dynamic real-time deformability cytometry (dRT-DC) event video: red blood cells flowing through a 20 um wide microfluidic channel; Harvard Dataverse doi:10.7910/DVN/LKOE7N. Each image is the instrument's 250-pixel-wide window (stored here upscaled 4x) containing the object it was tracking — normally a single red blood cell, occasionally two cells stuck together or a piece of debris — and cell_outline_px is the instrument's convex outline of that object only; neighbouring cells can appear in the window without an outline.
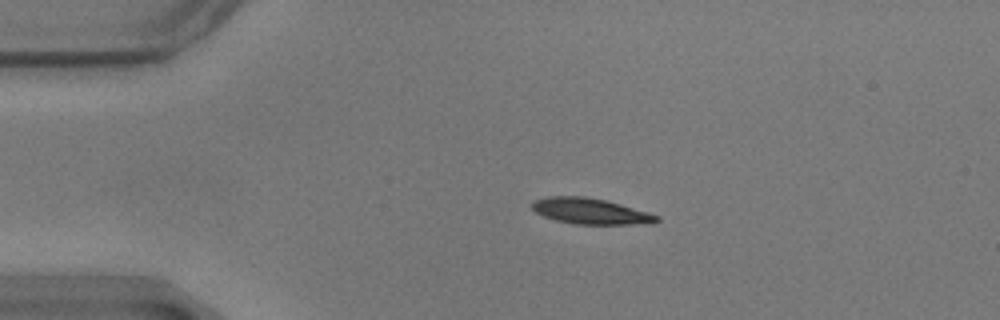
{"species": "common noctule bat (a hibernating species)", "species_latin": "Nyctalus noctula", "temperature_condition": "warm", "stored_images_in_passage": 42, "camera_frame_rate_fps": 3000, "um_per_image_px": 0.085, "animal": {"sex": "male", "body_mass_g": 17.9}, "frame": {"image": 1, "passage_image": 5, "time_ms": 1.333, "image_size_px": [1000, 320], "cell_outline_px": [[660, 220], [652, 224], [576, 224], [556, 220], [544, 216], [536, 212], [532, 208], [532, 204], [536, 200], [548, 196], [584, 196], [604, 200], [620, 204], [648, 212], [660, 216]], "centroid_in_image_um": [50.23, 17.96], "position_along_channel_um": 34.8, "area_um2": 18.67}}
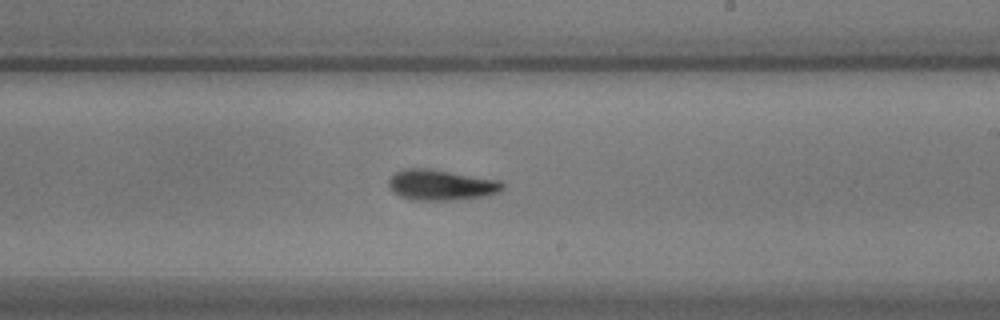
{"frame": {"image": 2, "passage_image": 27, "time_ms": 8.667, "image_size_px": [1000, 320], "cell_outline_px": [[504, 188], [496, 192], [480, 196], [456, 200], [416, 200], [400, 196], [388, 184], [388, 180], [396, 172], [404, 168], [428, 168], [500, 180], [504, 184]], "centroid_in_image_um": [37.48, 15.71], "position_along_channel_um": 251.5, "area_um2": 20.0}}
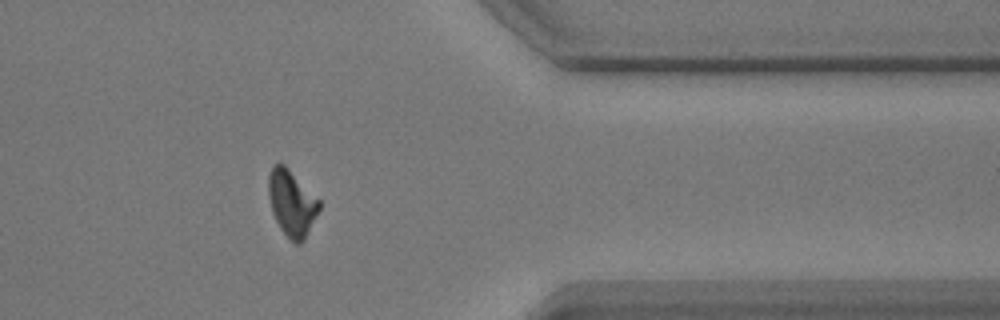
{"frame": {"image": 3, "passage_image": 40, "time_ms": 13.0, "image_size_px": [1000, 320], "cell_outline_px": [[320, 208], [304, 240], [300, 244], [296, 244], [280, 228], [272, 212], [268, 196], [268, 176], [272, 168], [276, 164], [284, 164], [320, 200]], "centroid_in_image_um": [24.79, 17.26], "position_along_channel_um": 386.6, "area_um2": 19.25}, "authors_computed_cell_mechanics": {"area_um2": 19.5653, "velocity_mm_per_s": 3.4821, "shape_relaxation_time_tau1_ms": 3.1303, "shape_relaxation_time_tau2_ms": 2.69, "deformation_change_tau1": 0.1623, "deformation_change_tau2": 0.0984}}